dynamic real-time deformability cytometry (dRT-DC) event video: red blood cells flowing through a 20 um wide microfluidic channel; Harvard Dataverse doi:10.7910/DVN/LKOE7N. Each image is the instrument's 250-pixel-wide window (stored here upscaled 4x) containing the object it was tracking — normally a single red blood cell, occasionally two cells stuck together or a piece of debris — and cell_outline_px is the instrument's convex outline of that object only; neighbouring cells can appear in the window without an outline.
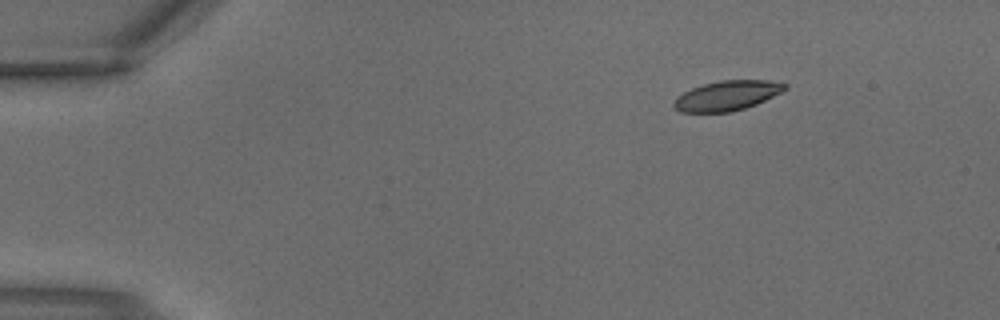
{"species": "common noctule bat (a hibernating species)", "species_latin": "Nyctalus noctula", "temperature_condition": "warm", "stored_images_in_passage": 3, "segment_of_instrument_passage": [1, 2], "camera_frame_rate_fps": 3000, "um_per_image_px": 0.085, "animal": {"sex": "male", "body_mass_g": 18.8}, "frame": {"image": 1, "passage_image": 1, "time_ms": 0.0, "image_size_px": [1000, 320], "cell_outline_px": [[788, 88], [756, 104], [732, 112], [680, 112], [672, 108], [672, 104], [676, 96], [692, 88], [704, 84], [720, 80], [768, 80], [788, 84]], "centroid_in_image_um": [61.76, 8.13], "position_along_channel_um": 23.2, "area_um2": 19.31}}